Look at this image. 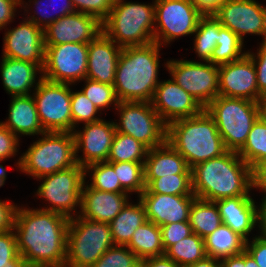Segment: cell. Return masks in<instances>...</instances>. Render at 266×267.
<instances>
[{"instance_id": "ffe728a7", "label": "cell", "mask_w": 266, "mask_h": 267, "mask_svg": "<svg viewBox=\"0 0 266 267\" xmlns=\"http://www.w3.org/2000/svg\"><path fill=\"white\" fill-rule=\"evenodd\" d=\"M151 103L166 125L181 118L194 117L204 110L188 92L172 79L160 81Z\"/></svg>"}, {"instance_id": "be15d7a7", "label": "cell", "mask_w": 266, "mask_h": 267, "mask_svg": "<svg viewBox=\"0 0 266 267\" xmlns=\"http://www.w3.org/2000/svg\"><path fill=\"white\" fill-rule=\"evenodd\" d=\"M6 170L3 165H0V187H2L6 180Z\"/></svg>"}, {"instance_id": "bcb514c9", "label": "cell", "mask_w": 266, "mask_h": 267, "mask_svg": "<svg viewBox=\"0 0 266 267\" xmlns=\"http://www.w3.org/2000/svg\"><path fill=\"white\" fill-rule=\"evenodd\" d=\"M257 50L255 54L247 51V55L252 59L256 68L257 85L261 100L262 97L266 96V40H262Z\"/></svg>"}, {"instance_id": "b9f144b4", "label": "cell", "mask_w": 266, "mask_h": 267, "mask_svg": "<svg viewBox=\"0 0 266 267\" xmlns=\"http://www.w3.org/2000/svg\"><path fill=\"white\" fill-rule=\"evenodd\" d=\"M141 260L127 247L114 245L91 267H136Z\"/></svg>"}, {"instance_id": "f1b7e54d", "label": "cell", "mask_w": 266, "mask_h": 267, "mask_svg": "<svg viewBox=\"0 0 266 267\" xmlns=\"http://www.w3.org/2000/svg\"><path fill=\"white\" fill-rule=\"evenodd\" d=\"M204 244L207 256L221 260L243 252L246 240L229 226L222 223L204 238Z\"/></svg>"}, {"instance_id": "cb8c5ba5", "label": "cell", "mask_w": 266, "mask_h": 267, "mask_svg": "<svg viewBox=\"0 0 266 267\" xmlns=\"http://www.w3.org/2000/svg\"><path fill=\"white\" fill-rule=\"evenodd\" d=\"M223 224L246 241L258 224V206L251 196H237L216 200Z\"/></svg>"}, {"instance_id": "7bdbcfd3", "label": "cell", "mask_w": 266, "mask_h": 267, "mask_svg": "<svg viewBox=\"0 0 266 267\" xmlns=\"http://www.w3.org/2000/svg\"><path fill=\"white\" fill-rule=\"evenodd\" d=\"M46 1H48V3ZM46 1L43 0V2H46V4H44L42 2V0H34L33 5H35V6L37 5L36 6L37 10H39L41 7V9H40L41 11L40 12L34 11V15H32V16L29 15V17H27L28 20L32 21L33 23H35L38 27L42 28L43 30L45 28H47L50 24H52L54 21L58 20L59 18L75 12V9L72 5L71 0H63V2L61 0V2L60 3L58 2V3L62 6L59 8L60 10H58L57 13H56L57 10L55 11L56 15L54 13H53V15H51V14L48 15L46 12L48 10L45 11V9L50 5L54 6L55 2L53 0H46ZM48 4H50V5H48ZM42 7H44V8H42ZM35 14H37V15L40 14V16L37 17Z\"/></svg>"}, {"instance_id": "ab89813d", "label": "cell", "mask_w": 266, "mask_h": 267, "mask_svg": "<svg viewBox=\"0 0 266 267\" xmlns=\"http://www.w3.org/2000/svg\"><path fill=\"white\" fill-rule=\"evenodd\" d=\"M85 85L81 92L101 111L110 109V105L116 108L118 99L113 85L93 81L85 78Z\"/></svg>"}, {"instance_id": "6125c7cd", "label": "cell", "mask_w": 266, "mask_h": 267, "mask_svg": "<svg viewBox=\"0 0 266 267\" xmlns=\"http://www.w3.org/2000/svg\"><path fill=\"white\" fill-rule=\"evenodd\" d=\"M260 110L261 116L266 120V96L262 97L260 100Z\"/></svg>"}, {"instance_id": "8992f818", "label": "cell", "mask_w": 266, "mask_h": 267, "mask_svg": "<svg viewBox=\"0 0 266 267\" xmlns=\"http://www.w3.org/2000/svg\"><path fill=\"white\" fill-rule=\"evenodd\" d=\"M18 159L21 172L42 178L77 164L72 132H44Z\"/></svg>"}, {"instance_id": "d6986e66", "label": "cell", "mask_w": 266, "mask_h": 267, "mask_svg": "<svg viewBox=\"0 0 266 267\" xmlns=\"http://www.w3.org/2000/svg\"><path fill=\"white\" fill-rule=\"evenodd\" d=\"M102 32V23L94 16L73 12L44 29V45L89 44Z\"/></svg>"}, {"instance_id": "003e7915", "label": "cell", "mask_w": 266, "mask_h": 267, "mask_svg": "<svg viewBox=\"0 0 266 267\" xmlns=\"http://www.w3.org/2000/svg\"><path fill=\"white\" fill-rule=\"evenodd\" d=\"M112 1L115 3V2H118V1H122V0H112Z\"/></svg>"}, {"instance_id": "6f0895ef", "label": "cell", "mask_w": 266, "mask_h": 267, "mask_svg": "<svg viewBox=\"0 0 266 267\" xmlns=\"http://www.w3.org/2000/svg\"><path fill=\"white\" fill-rule=\"evenodd\" d=\"M258 208V227L260 236L266 239V199H262Z\"/></svg>"}, {"instance_id": "f5cc1de1", "label": "cell", "mask_w": 266, "mask_h": 267, "mask_svg": "<svg viewBox=\"0 0 266 267\" xmlns=\"http://www.w3.org/2000/svg\"><path fill=\"white\" fill-rule=\"evenodd\" d=\"M18 6L20 4L14 0H0V30L13 22Z\"/></svg>"}, {"instance_id": "9c48e42d", "label": "cell", "mask_w": 266, "mask_h": 267, "mask_svg": "<svg viewBox=\"0 0 266 267\" xmlns=\"http://www.w3.org/2000/svg\"><path fill=\"white\" fill-rule=\"evenodd\" d=\"M38 179L42 180V183L36 195L48 201V204H52L43 210L57 212L68 218L79 215L80 212L75 207L81 208V193L86 180L84 167L77 163Z\"/></svg>"}, {"instance_id": "836d02e7", "label": "cell", "mask_w": 266, "mask_h": 267, "mask_svg": "<svg viewBox=\"0 0 266 267\" xmlns=\"http://www.w3.org/2000/svg\"><path fill=\"white\" fill-rule=\"evenodd\" d=\"M148 148L130 135L115 133L108 162H145Z\"/></svg>"}, {"instance_id": "f6af8a7d", "label": "cell", "mask_w": 266, "mask_h": 267, "mask_svg": "<svg viewBox=\"0 0 266 267\" xmlns=\"http://www.w3.org/2000/svg\"><path fill=\"white\" fill-rule=\"evenodd\" d=\"M160 229L165 251L176 242H179L193 233L189 221L169 223L160 226Z\"/></svg>"}, {"instance_id": "7a4b0ae2", "label": "cell", "mask_w": 266, "mask_h": 267, "mask_svg": "<svg viewBox=\"0 0 266 267\" xmlns=\"http://www.w3.org/2000/svg\"><path fill=\"white\" fill-rule=\"evenodd\" d=\"M191 179L193 194L207 201L250 196L252 189L251 167L238 152L228 150L192 167Z\"/></svg>"}, {"instance_id": "9f6ffc18", "label": "cell", "mask_w": 266, "mask_h": 267, "mask_svg": "<svg viewBox=\"0 0 266 267\" xmlns=\"http://www.w3.org/2000/svg\"><path fill=\"white\" fill-rule=\"evenodd\" d=\"M221 267H245V250L236 256L220 260Z\"/></svg>"}, {"instance_id": "9a60e30c", "label": "cell", "mask_w": 266, "mask_h": 267, "mask_svg": "<svg viewBox=\"0 0 266 267\" xmlns=\"http://www.w3.org/2000/svg\"><path fill=\"white\" fill-rule=\"evenodd\" d=\"M212 14L243 41L246 34L266 40V7L255 0H224Z\"/></svg>"}, {"instance_id": "60d3db41", "label": "cell", "mask_w": 266, "mask_h": 267, "mask_svg": "<svg viewBox=\"0 0 266 267\" xmlns=\"http://www.w3.org/2000/svg\"><path fill=\"white\" fill-rule=\"evenodd\" d=\"M99 109L80 91L73 92L71 89V115L72 132L80 123L87 124L100 121L97 117Z\"/></svg>"}, {"instance_id": "94428289", "label": "cell", "mask_w": 266, "mask_h": 267, "mask_svg": "<svg viewBox=\"0 0 266 267\" xmlns=\"http://www.w3.org/2000/svg\"><path fill=\"white\" fill-rule=\"evenodd\" d=\"M245 267H259L254 258L245 250Z\"/></svg>"}, {"instance_id": "277c9868", "label": "cell", "mask_w": 266, "mask_h": 267, "mask_svg": "<svg viewBox=\"0 0 266 267\" xmlns=\"http://www.w3.org/2000/svg\"><path fill=\"white\" fill-rule=\"evenodd\" d=\"M166 142L185 158L190 169L227 151L214 119L205 109L194 117L169 123Z\"/></svg>"}, {"instance_id": "f546056e", "label": "cell", "mask_w": 266, "mask_h": 267, "mask_svg": "<svg viewBox=\"0 0 266 267\" xmlns=\"http://www.w3.org/2000/svg\"><path fill=\"white\" fill-rule=\"evenodd\" d=\"M140 260L162 256L165 253L161 229L147 220L140 225L126 245Z\"/></svg>"}, {"instance_id": "7c38bea8", "label": "cell", "mask_w": 266, "mask_h": 267, "mask_svg": "<svg viewBox=\"0 0 266 267\" xmlns=\"http://www.w3.org/2000/svg\"><path fill=\"white\" fill-rule=\"evenodd\" d=\"M72 84L41 79L32 93L45 132H72Z\"/></svg>"}, {"instance_id": "680465c9", "label": "cell", "mask_w": 266, "mask_h": 267, "mask_svg": "<svg viewBox=\"0 0 266 267\" xmlns=\"http://www.w3.org/2000/svg\"><path fill=\"white\" fill-rule=\"evenodd\" d=\"M187 267H221L220 259L206 256L204 259L199 260Z\"/></svg>"}, {"instance_id": "ee69618b", "label": "cell", "mask_w": 266, "mask_h": 267, "mask_svg": "<svg viewBox=\"0 0 266 267\" xmlns=\"http://www.w3.org/2000/svg\"><path fill=\"white\" fill-rule=\"evenodd\" d=\"M71 2L75 11L94 16L101 23L111 13L114 5L112 0H71Z\"/></svg>"}, {"instance_id": "f35d334b", "label": "cell", "mask_w": 266, "mask_h": 267, "mask_svg": "<svg viewBox=\"0 0 266 267\" xmlns=\"http://www.w3.org/2000/svg\"><path fill=\"white\" fill-rule=\"evenodd\" d=\"M121 186L130 194L145 190L144 162H110Z\"/></svg>"}, {"instance_id": "8d00e7d4", "label": "cell", "mask_w": 266, "mask_h": 267, "mask_svg": "<svg viewBox=\"0 0 266 267\" xmlns=\"http://www.w3.org/2000/svg\"><path fill=\"white\" fill-rule=\"evenodd\" d=\"M146 188L142 193L168 195H194L191 174H173L156 179H144Z\"/></svg>"}, {"instance_id": "e0dca14e", "label": "cell", "mask_w": 266, "mask_h": 267, "mask_svg": "<svg viewBox=\"0 0 266 267\" xmlns=\"http://www.w3.org/2000/svg\"><path fill=\"white\" fill-rule=\"evenodd\" d=\"M83 126V130L75 129L72 132L77 163L85 168L89 164L107 161L116 133L114 122L101 119ZM80 150L83 152V158L77 154Z\"/></svg>"}, {"instance_id": "816d5d0a", "label": "cell", "mask_w": 266, "mask_h": 267, "mask_svg": "<svg viewBox=\"0 0 266 267\" xmlns=\"http://www.w3.org/2000/svg\"><path fill=\"white\" fill-rule=\"evenodd\" d=\"M252 189H260L266 199V159L256 163L251 168Z\"/></svg>"}, {"instance_id": "1f68e13d", "label": "cell", "mask_w": 266, "mask_h": 267, "mask_svg": "<svg viewBox=\"0 0 266 267\" xmlns=\"http://www.w3.org/2000/svg\"><path fill=\"white\" fill-rule=\"evenodd\" d=\"M221 23L213 14H204L198 22L194 39V49L198 58L212 63L214 48L217 46Z\"/></svg>"}, {"instance_id": "2e32d148", "label": "cell", "mask_w": 266, "mask_h": 267, "mask_svg": "<svg viewBox=\"0 0 266 267\" xmlns=\"http://www.w3.org/2000/svg\"><path fill=\"white\" fill-rule=\"evenodd\" d=\"M2 57L30 62L43 69L44 30L28 19L4 33Z\"/></svg>"}, {"instance_id": "c3c4849f", "label": "cell", "mask_w": 266, "mask_h": 267, "mask_svg": "<svg viewBox=\"0 0 266 267\" xmlns=\"http://www.w3.org/2000/svg\"><path fill=\"white\" fill-rule=\"evenodd\" d=\"M19 255L14 230L0 233V264H7L8 261Z\"/></svg>"}, {"instance_id": "8fae6325", "label": "cell", "mask_w": 266, "mask_h": 267, "mask_svg": "<svg viewBox=\"0 0 266 267\" xmlns=\"http://www.w3.org/2000/svg\"><path fill=\"white\" fill-rule=\"evenodd\" d=\"M154 4V42L161 47L181 36L193 35L204 15L192 0H154Z\"/></svg>"}, {"instance_id": "d6a6232c", "label": "cell", "mask_w": 266, "mask_h": 267, "mask_svg": "<svg viewBox=\"0 0 266 267\" xmlns=\"http://www.w3.org/2000/svg\"><path fill=\"white\" fill-rule=\"evenodd\" d=\"M164 255L172 259L180 267H187L207 256L204 239L196 233H192L170 246Z\"/></svg>"}, {"instance_id": "db71d44e", "label": "cell", "mask_w": 266, "mask_h": 267, "mask_svg": "<svg viewBox=\"0 0 266 267\" xmlns=\"http://www.w3.org/2000/svg\"><path fill=\"white\" fill-rule=\"evenodd\" d=\"M144 267H180L172 259L165 255L151 257L140 262Z\"/></svg>"}, {"instance_id": "e7e4bbea", "label": "cell", "mask_w": 266, "mask_h": 267, "mask_svg": "<svg viewBox=\"0 0 266 267\" xmlns=\"http://www.w3.org/2000/svg\"><path fill=\"white\" fill-rule=\"evenodd\" d=\"M14 1L19 3L21 5V8H22V6H24L25 8H23V9H25V12L27 11V13H28L29 10H27L26 8H29L30 4L28 5V3H24L23 0H14ZM23 4H25V5H23ZM26 5H28V7Z\"/></svg>"}, {"instance_id": "3957f363", "label": "cell", "mask_w": 266, "mask_h": 267, "mask_svg": "<svg viewBox=\"0 0 266 267\" xmlns=\"http://www.w3.org/2000/svg\"><path fill=\"white\" fill-rule=\"evenodd\" d=\"M160 48L158 43L152 42L122 49L113 84L119 102L152 101L160 83Z\"/></svg>"}, {"instance_id": "7dc6e473", "label": "cell", "mask_w": 266, "mask_h": 267, "mask_svg": "<svg viewBox=\"0 0 266 267\" xmlns=\"http://www.w3.org/2000/svg\"><path fill=\"white\" fill-rule=\"evenodd\" d=\"M19 141V136L12 133L0 122V161L17 155Z\"/></svg>"}, {"instance_id": "44dd1931", "label": "cell", "mask_w": 266, "mask_h": 267, "mask_svg": "<svg viewBox=\"0 0 266 267\" xmlns=\"http://www.w3.org/2000/svg\"><path fill=\"white\" fill-rule=\"evenodd\" d=\"M147 220L157 226L189 221L190 209L195 195H168L158 193H141Z\"/></svg>"}, {"instance_id": "6da1fadb", "label": "cell", "mask_w": 266, "mask_h": 267, "mask_svg": "<svg viewBox=\"0 0 266 267\" xmlns=\"http://www.w3.org/2000/svg\"><path fill=\"white\" fill-rule=\"evenodd\" d=\"M69 220L57 212L17 206L13 230L29 267H65Z\"/></svg>"}, {"instance_id": "d4e9b609", "label": "cell", "mask_w": 266, "mask_h": 267, "mask_svg": "<svg viewBox=\"0 0 266 267\" xmlns=\"http://www.w3.org/2000/svg\"><path fill=\"white\" fill-rule=\"evenodd\" d=\"M0 71L4 89L11 96L32 95L31 88H36L42 79V69L38 65L8 57L2 58ZM38 73L41 76L37 82Z\"/></svg>"}, {"instance_id": "11a10c76", "label": "cell", "mask_w": 266, "mask_h": 267, "mask_svg": "<svg viewBox=\"0 0 266 267\" xmlns=\"http://www.w3.org/2000/svg\"><path fill=\"white\" fill-rule=\"evenodd\" d=\"M204 14H212L224 0H192Z\"/></svg>"}, {"instance_id": "5bb4252c", "label": "cell", "mask_w": 266, "mask_h": 267, "mask_svg": "<svg viewBox=\"0 0 266 267\" xmlns=\"http://www.w3.org/2000/svg\"><path fill=\"white\" fill-rule=\"evenodd\" d=\"M42 78L55 83L84 81L88 65V44L44 45Z\"/></svg>"}, {"instance_id": "d590c367", "label": "cell", "mask_w": 266, "mask_h": 267, "mask_svg": "<svg viewBox=\"0 0 266 267\" xmlns=\"http://www.w3.org/2000/svg\"><path fill=\"white\" fill-rule=\"evenodd\" d=\"M243 45L244 41L238 35L222 26L213 51L212 64L220 66L241 59L247 54V51L242 52Z\"/></svg>"}, {"instance_id": "03108f58", "label": "cell", "mask_w": 266, "mask_h": 267, "mask_svg": "<svg viewBox=\"0 0 266 267\" xmlns=\"http://www.w3.org/2000/svg\"><path fill=\"white\" fill-rule=\"evenodd\" d=\"M136 267H144L141 263H139Z\"/></svg>"}, {"instance_id": "91938a15", "label": "cell", "mask_w": 266, "mask_h": 267, "mask_svg": "<svg viewBox=\"0 0 266 267\" xmlns=\"http://www.w3.org/2000/svg\"><path fill=\"white\" fill-rule=\"evenodd\" d=\"M0 267H29L24 258L19 254L16 258L7 262V264H0Z\"/></svg>"}, {"instance_id": "f907efd6", "label": "cell", "mask_w": 266, "mask_h": 267, "mask_svg": "<svg viewBox=\"0 0 266 267\" xmlns=\"http://www.w3.org/2000/svg\"><path fill=\"white\" fill-rule=\"evenodd\" d=\"M17 205L0 200V233L13 229Z\"/></svg>"}, {"instance_id": "5b68a950", "label": "cell", "mask_w": 266, "mask_h": 267, "mask_svg": "<svg viewBox=\"0 0 266 267\" xmlns=\"http://www.w3.org/2000/svg\"><path fill=\"white\" fill-rule=\"evenodd\" d=\"M155 4L115 2L102 32L121 48L154 42Z\"/></svg>"}, {"instance_id": "4316f807", "label": "cell", "mask_w": 266, "mask_h": 267, "mask_svg": "<svg viewBox=\"0 0 266 267\" xmlns=\"http://www.w3.org/2000/svg\"><path fill=\"white\" fill-rule=\"evenodd\" d=\"M173 174H191L185 158L167 142L149 149L144 162V179H156Z\"/></svg>"}, {"instance_id": "ac0fdd59", "label": "cell", "mask_w": 266, "mask_h": 267, "mask_svg": "<svg viewBox=\"0 0 266 267\" xmlns=\"http://www.w3.org/2000/svg\"><path fill=\"white\" fill-rule=\"evenodd\" d=\"M218 69L220 96L260 103L256 68L247 54L239 60L218 66Z\"/></svg>"}, {"instance_id": "4fadbf2b", "label": "cell", "mask_w": 266, "mask_h": 267, "mask_svg": "<svg viewBox=\"0 0 266 267\" xmlns=\"http://www.w3.org/2000/svg\"><path fill=\"white\" fill-rule=\"evenodd\" d=\"M165 67L174 82L203 108L219 95V69L211 62L169 60Z\"/></svg>"}, {"instance_id": "484cf974", "label": "cell", "mask_w": 266, "mask_h": 267, "mask_svg": "<svg viewBox=\"0 0 266 267\" xmlns=\"http://www.w3.org/2000/svg\"><path fill=\"white\" fill-rule=\"evenodd\" d=\"M9 115L1 122L15 135H41L45 131L40 123L35 100L32 95L12 96Z\"/></svg>"}, {"instance_id": "603a6c76", "label": "cell", "mask_w": 266, "mask_h": 267, "mask_svg": "<svg viewBox=\"0 0 266 267\" xmlns=\"http://www.w3.org/2000/svg\"><path fill=\"white\" fill-rule=\"evenodd\" d=\"M86 182L81 193L79 216L93 221L110 223L126 205L128 193H113L90 188Z\"/></svg>"}, {"instance_id": "7402d4cb", "label": "cell", "mask_w": 266, "mask_h": 267, "mask_svg": "<svg viewBox=\"0 0 266 267\" xmlns=\"http://www.w3.org/2000/svg\"><path fill=\"white\" fill-rule=\"evenodd\" d=\"M123 48L101 32L88 44L86 78L113 85L119 55Z\"/></svg>"}, {"instance_id": "4dcf8cb0", "label": "cell", "mask_w": 266, "mask_h": 267, "mask_svg": "<svg viewBox=\"0 0 266 267\" xmlns=\"http://www.w3.org/2000/svg\"><path fill=\"white\" fill-rule=\"evenodd\" d=\"M189 223L192 232L204 239L223 222L214 201L195 198L190 209Z\"/></svg>"}, {"instance_id": "74e56055", "label": "cell", "mask_w": 266, "mask_h": 267, "mask_svg": "<svg viewBox=\"0 0 266 267\" xmlns=\"http://www.w3.org/2000/svg\"><path fill=\"white\" fill-rule=\"evenodd\" d=\"M85 175L91 171L90 188L113 193H128L120 184L113 165L108 161L89 164L85 168ZM88 172V173H87Z\"/></svg>"}, {"instance_id": "681fc988", "label": "cell", "mask_w": 266, "mask_h": 267, "mask_svg": "<svg viewBox=\"0 0 266 267\" xmlns=\"http://www.w3.org/2000/svg\"><path fill=\"white\" fill-rule=\"evenodd\" d=\"M245 250L254 258L259 267H266V239L260 235L253 237L252 241L248 239Z\"/></svg>"}, {"instance_id": "30bf717a", "label": "cell", "mask_w": 266, "mask_h": 267, "mask_svg": "<svg viewBox=\"0 0 266 267\" xmlns=\"http://www.w3.org/2000/svg\"><path fill=\"white\" fill-rule=\"evenodd\" d=\"M119 123L114 122L117 132L130 135L148 149L166 142L167 125L154 110L151 102H118Z\"/></svg>"}, {"instance_id": "e575fe53", "label": "cell", "mask_w": 266, "mask_h": 267, "mask_svg": "<svg viewBox=\"0 0 266 267\" xmlns=\"http://www.w3.org/2000/svg\"><path fill=\"white\" fill-rule=\"evenodd\" d=\"M238 155L251 168L266 159V120L262 116L253 124L245 145Z\"/></svg>"}, {"instance_id": "ba28073f", "label": "cell", "mask_w": 266, "mask_h": 267, "mask_svg": "<svg viewBox=\"0 0 266 267\" xmlns=\"http://www.w3.org/2000/svg\"><path fill=\"white\" fill-rule=\"evenodd\" d=\"M113 246L109 223L72 217L67 228L65 267H91Z\"/></svg>"}, {"instance_id": "83f0119b", "label": "cell", "mask_w": 266, "mask_h": 267, "mask_svg": "<svg viewBox=\"0 0 266 267\" xmlns=\"http://www.w3.org/2000/svg\"><path fill=\"white\" fill-rule=\"evenodd\" d=\"M147 221L146 211L139 199L137 204L127 202L120 213L109 223L114 245L126 246L135 230Z\"/></svg>"}, {"instance_id": "52a82bcc", "label": "cell", "mask_w": 266, "mask_h": 267, "mask_svg": "<svg viewBox=\"0 0 266 267\" xmlns=\"http://www.w3.org/2000/svg\"><path fill=\"white\" fill-rule=\"evenodd\" d=\"M204 109L214 119L226 150L234 152L243 148L253 124L261 116L259 102L220 95Z\"/></svg>"}]
</instances>
